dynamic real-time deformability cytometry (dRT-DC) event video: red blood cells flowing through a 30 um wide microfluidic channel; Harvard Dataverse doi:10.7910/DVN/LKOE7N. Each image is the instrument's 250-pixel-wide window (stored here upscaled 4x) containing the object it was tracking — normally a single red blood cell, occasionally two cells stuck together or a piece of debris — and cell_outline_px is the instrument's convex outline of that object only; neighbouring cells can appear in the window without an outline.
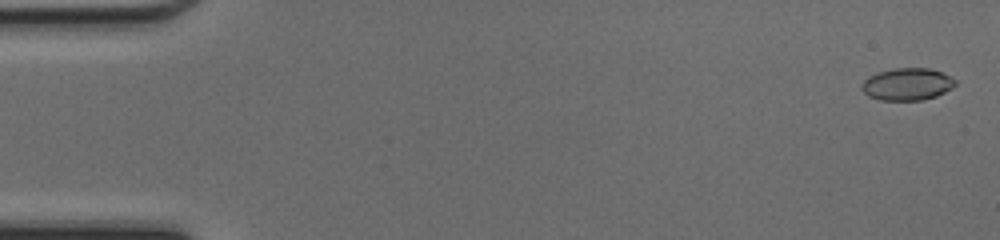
{"species": "common noctule bat (a hibernating species)", "species_latin": "Nyctalus noctula", "temperature_condition": "cold", "stored_images_in_passage": 49, "camera_frame_rate_fps": 3000, "um_per_image_px": 0.085, "animal": {"sex": "female", "body_mass_g": 17.0, "forearm_length_mm": 48.0}, "frame": {"image": 1, "passage_image": 2, "time_ms": 0.333, "image_size_px": [1000, 240], "cell_outline_px": [[956, 84], [952, 88], [936, 96], [920, 100], [880, 100], [868, 96], [860, 88], [860, 84], [868, 76], [876, 72], [896, 68], [928, 68], [940, 72], [956, 80]], "centroid_in_image_um": [77.06, 7.15], "position_along_channel_um": 7.9, "area_um2": 17.57}}
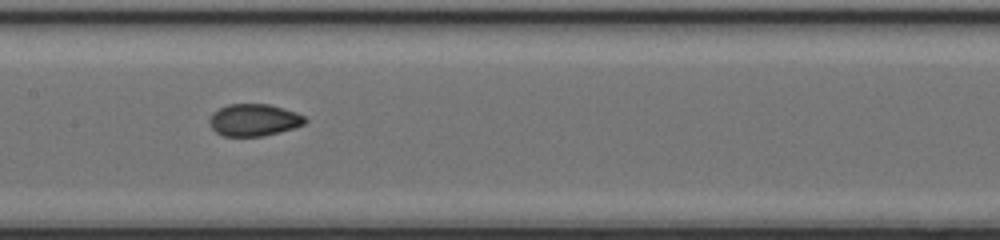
{"frame": {"image": 2, "passage_image": 25, "time_ms": 8.0, "image_size_px": [1000, 240], "cell_outline_px": [[308, 120], [304, 124], [280, 132], [260, 136], [224, 136], [216, 132], [208, 124], [208, 120], [212, 112], [228, 104], [268, 104], [296, 112], [304, 116]], "centroid_in_image_um": [21.55, 10.2], "position_along_channel_um": 185.8, "area_um2": 17.86}}
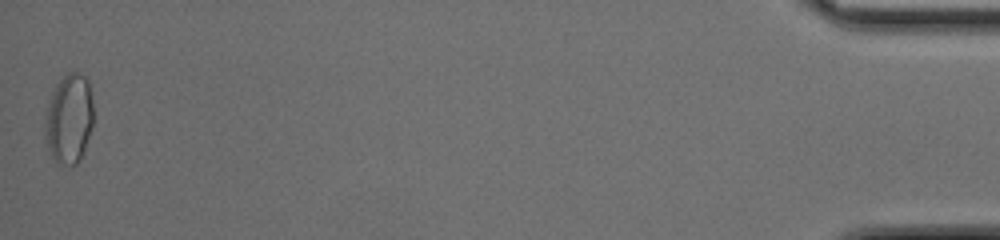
{"frame": {"image": 3, "passage_image": 49, "time_ms": 16.0, "image_size_px": [1000, 240], "cell_outline_px": [[92, 128], [80, 160], [76, 164], [56, 164], [48, 148], [44, 136], [44, 132], [48, 104], [52, 92], [56, 84], [68, 72], [80, 72], [88, 80], [92, 92]], "centroid_in_image_um": [5.88, 10.09], "position_along_channel_um": 429.3, "area_um2": 25.32}, "authors_computed_cell_mechanics": {"area_um2": 17.9758, "velocity_mm_per_s": 4.2883, "shape_relaxation_time_tau1_ms": null, "shape_relaxation_time_tau2_ms": 0.999, "deformation_change_tau1": null, "deformation_change_tau2": 0.0356}}